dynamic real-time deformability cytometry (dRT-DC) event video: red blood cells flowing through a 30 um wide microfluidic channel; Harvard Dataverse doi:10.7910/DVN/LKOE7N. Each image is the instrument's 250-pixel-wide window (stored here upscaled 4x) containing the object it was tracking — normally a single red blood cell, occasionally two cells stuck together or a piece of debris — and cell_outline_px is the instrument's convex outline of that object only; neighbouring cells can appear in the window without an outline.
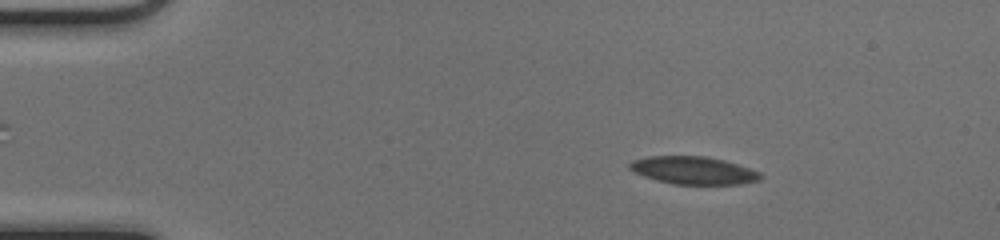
{"species": "common noctule bat (a hibernating species)", "species_latin": "Nyctalus noctula", "temperature_condition": "cold", "stored_images_in_passage": 52, "camera_frame_rate_fps": 3000, "um_per_image_px": 0.085, "animal": {"sex": "female", "body_mass_g": 17.0, "forearm_length_mm": 48.0}, "frame": {"image": 1, "passage_image": 8, "time_ms": 2.333, "image_size_px": [1000, 240], "cell_outline_px": [[760, 180], [740, 184], [672, 184], [656, 180], [644, 176], [628, 168], [628, 164], [632, 160], [648, 156], [704, 156], [724, 160], [760, 172]], "centroid_in_image_um": [58.9, 14.48], "position_along_channel_um": 26.1, "area_um2": 20.98}}
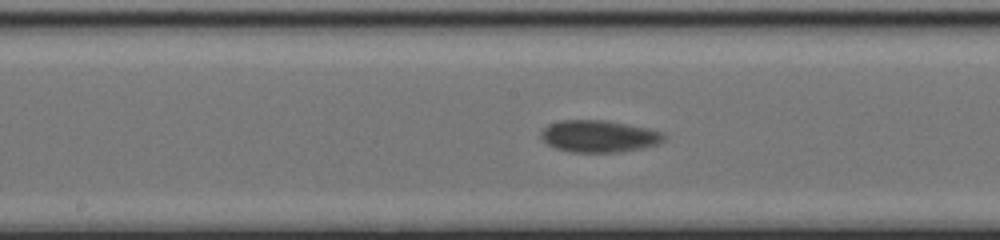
{"frame": {"image": 2, "passage_image": 27, "time_ms": 8.667, "image_size_px": [1000, 240], "cell_outline_px": [[668, 136], [664, 140], [656, 144], [640, 148], [620, 152], [572, 152], [556, 148], [548, 144], [540, 136], [540, 132], [548, 124], [560, 120], [608, 120], [648, 128], [664, 132]], "centroid_in_image_um": [50.93, 11.57], "position_along_channel_um": 197.3, "area_um2": 23.0}}
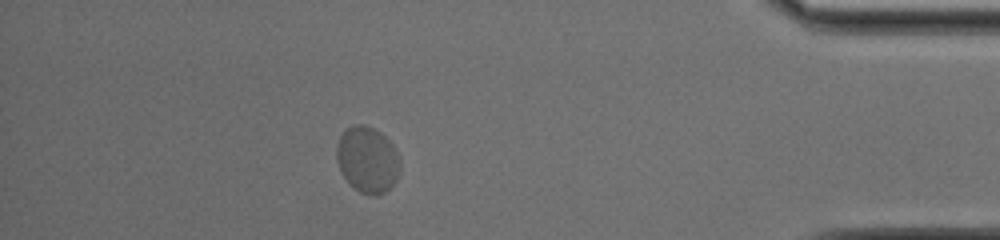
{"frame": {"image": 3, "passage_image": 46, "time_ms": 15.0, "image_size_px": [1000, 240], "cell_outline_px": [[400, 172], [396, 180], [384, 192], [376, 196], [372, 196], [360, 192], [352, 188], [348, 184], [340, 172], [336, 160], [336, 144], [340, 136], [352, 124], [364, 124], [380, 132], [392, 144], [400, 160]], "centroid_in_image_um": [31.2, 13.59], "position_along_channel_um": 404.0, "area_um2": 24.74}, "authors_computed_cell_mechanics": {"area_um2": 22.5709, "velocity_mm_per_s": 3.9527, "shape_relaxation_time_tau1_ms": 2.9669, "shape_relaxation_time_tau2_ms": null, "deformation_change_tau1": 0.081, "deformation_change_tau2": null}}